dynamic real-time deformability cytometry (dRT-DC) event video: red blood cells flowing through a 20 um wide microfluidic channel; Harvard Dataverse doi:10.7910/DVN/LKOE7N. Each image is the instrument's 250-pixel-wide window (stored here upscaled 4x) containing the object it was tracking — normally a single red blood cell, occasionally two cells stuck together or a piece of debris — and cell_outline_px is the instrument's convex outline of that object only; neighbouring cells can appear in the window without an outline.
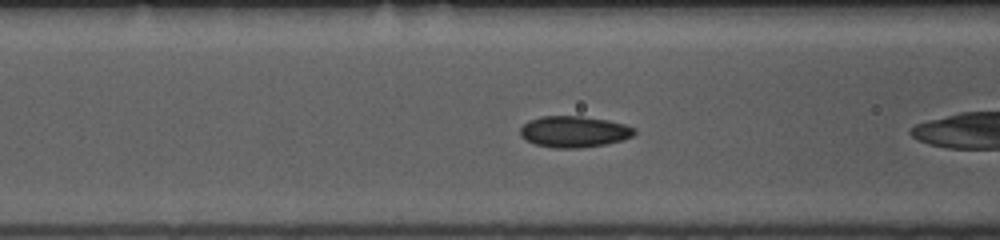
{"species": "common noctule bat (a hibernating species)", "species_latin": "Nyctalus noctula", "temperature_condition": "room temperature", "stored_images_in_passage": 39, "camera_frame_rate_fps": 3000, "um_per_image_px": 0.085, "animal": {"sex": "female", "body_mass_g": 10.0, "forearm_length_mm": 53.1}, "frame": {"image": 1, "passage_image": 6, "time_ms": 1.667, "image_size_px": [1000, 240], "cell_outline_px": [[636, 132], [632, 136], [624, 140], [604, 144], [580, 148], [556, 148], [536, 144], [520, 136], [520, 128], [528, 120], [540, 116], [584, 116], [608, 120], [624, 124], [636, 128]], "centroid_in_image_um": [48.81, 11.18], "position_along_channel_um": 117.8, "area_um2": 20.87}, "authors_computed_cell_mechanics": {"area_um2": 19.652, "velocity_mm_per_s": 3.8296, "shape_relaxation_time_tau1_ms": null, "shape_relaxation_time_tau2_ms": 1.8562, "deformation_change_tau1": null, "deformation_change_tau2": 0.0455}}